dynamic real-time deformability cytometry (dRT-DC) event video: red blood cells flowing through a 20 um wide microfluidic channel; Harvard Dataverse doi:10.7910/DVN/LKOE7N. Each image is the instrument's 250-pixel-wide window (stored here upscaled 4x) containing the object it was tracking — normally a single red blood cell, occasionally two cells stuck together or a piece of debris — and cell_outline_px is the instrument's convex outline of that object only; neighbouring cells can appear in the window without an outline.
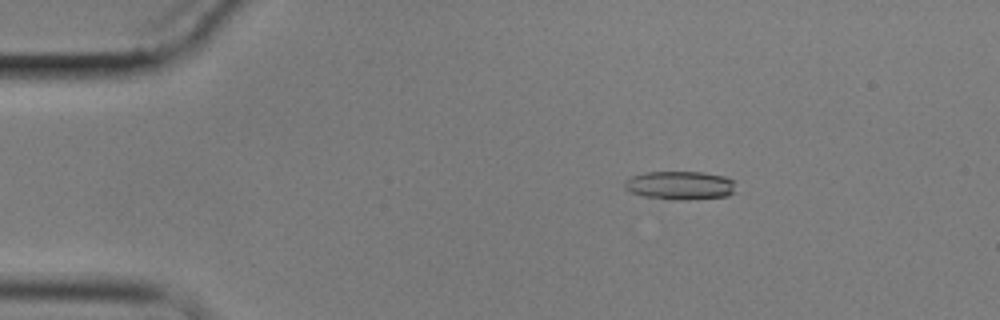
{"species": "common noctule bat (a hibernating species)", "species_latin": "Nyctalus noctula", "temperature_condition": "cold", "stored_images_in_passage": 5, "camera_frame_rate_fps": 3000, "um_per_image_px": 0.085, "animal": {"sex": "male", "body_mass_g": 17.9}, "frame": {"image": 1, "passage_image": 3, "time_ms": 2.333, "image_size_px": [1000, 320], "cell_outline_px": [[736, 192], [728, 196], [688, 200], [668, 200], [644, 196], [632, 192], [624, 188], [624, 180], [632, 176], [644, 172], [700, 172], [724, 176], [736, 180]], "centroid_in_image_um": [57.85, 15.76], "position_along_channel_um": 27.2, "area_um2": 18.9}}